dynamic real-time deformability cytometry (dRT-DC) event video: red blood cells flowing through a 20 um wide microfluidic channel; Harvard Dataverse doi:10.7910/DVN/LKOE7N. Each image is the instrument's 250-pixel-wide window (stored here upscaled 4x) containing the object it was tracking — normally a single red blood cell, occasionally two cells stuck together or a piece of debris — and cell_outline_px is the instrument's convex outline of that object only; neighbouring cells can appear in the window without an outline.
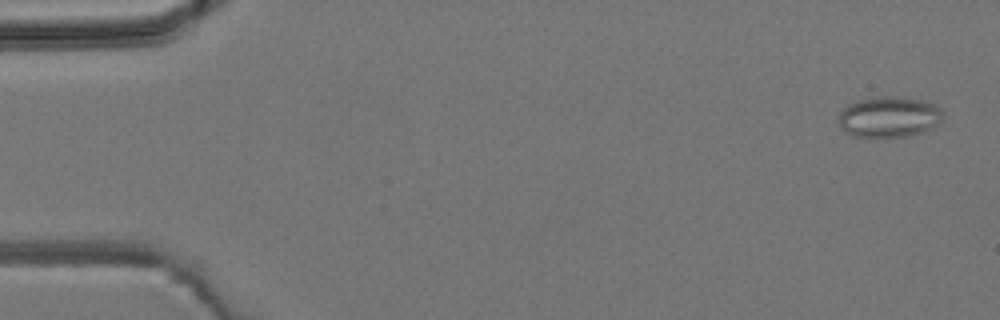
{"species": "common noctule bat (a hibernating species)", "species_latin": "Nyctalus noctula", "temperature_condition": "room temperature", "stored_images_in_passage": 7, "camera_frame_rate_fps": 3000, "um_per_image_px": 0.085, "animal": {"sex": "male", "body_mass_g": 19.2, "forearm_length_mm": 51.8}, "frame": {"image": 1, "passage_image": 1, "time_ms": 0.0, "image_size_px": [1000, 320], "cell_outline_px": [[944, 112], [940, 124], [932, 128], [908, 136], [876, 140], [852, 136], [844, 132], [840, 128], [840, 112], [848, 104], [856, 100], [872, 96], [900, 96], [924, 100], [936, 104]], "centroid_in_image_um": [75.56, 9.96], "position_along_channel_um": 9.4, "area_um2": 25.95}}
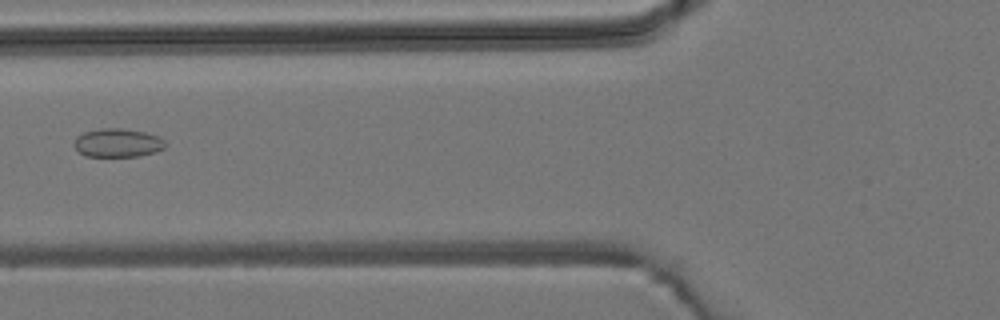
{"frame": {"image": 2, "passage_image": 6, "time_ms": 6.0, "image_size_px": [1000, 320], "cell_outline_px": [[168, 144], [164, 148], [156, 152], [140, 156], [84, 156], [72, 144], [76, 136], [84, 132], [100, 128], [120, 128], [144, 132], [156, 136], [164, 140]], "centroid_in_image_um": [9.99, 12.14], "position_along_channel_um": 115.8, "area_um2": 15.26}}
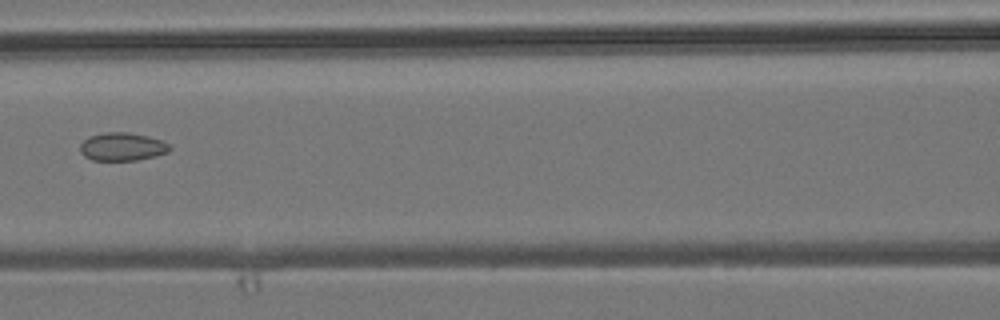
{"frame": {"image": 3, "passage_image": 7, "time_ms": 7.0, "image_size_px": [1000, 320], "cell_outline_px": [[172, 148], [168, 152], [156, 156], [136, 160], [92, 160], [84, 156], [80, 152], [80, 144], [88, 136], [104, 132], [128, 132], [148, 136], [160, 140], [168, 144]], "centroid_in_image_um": [10.37, 12.46], "position_along_channel_um": 156.2, "area_um2": 14.74}}